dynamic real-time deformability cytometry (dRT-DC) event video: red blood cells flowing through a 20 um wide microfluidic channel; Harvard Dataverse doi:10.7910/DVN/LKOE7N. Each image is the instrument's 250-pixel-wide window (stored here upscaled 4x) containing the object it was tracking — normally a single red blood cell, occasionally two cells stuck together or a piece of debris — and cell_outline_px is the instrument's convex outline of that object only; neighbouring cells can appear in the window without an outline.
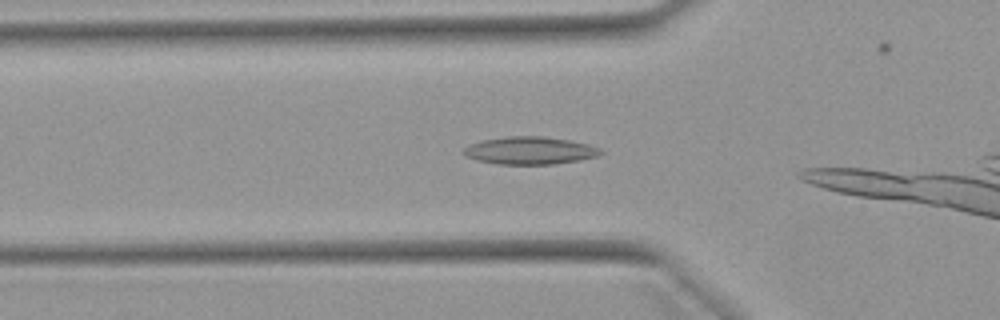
{"species": "Egyptian fruit bat (a non-hibernating species)", "species_latin": "Rousettus aegyptiacus", "temperature_condition": "warm", "stored_images_in_passage": 10, "camera_frame_rate_fps": 3000, "um_per_image_px": 0.085, "animal": {"sex": "female"}, "frame": {"image": 1, "passage_image": 5, "time_ms": 1.333, "image_size_px": [1000, 320], "cell_outline_px": [[604, 152], [600, 156], [580, 160], [552, 164], [496, 164], [476, 160], [460, 152], [468, 144], [480, 140], [508, 136], [544, 136], [568, 140], [588, 144], [600, 148]], "centroid_in_image_um": [45.03, 12.79], "position_along_channel_um": 80.8, "area_um2": 22.25}}